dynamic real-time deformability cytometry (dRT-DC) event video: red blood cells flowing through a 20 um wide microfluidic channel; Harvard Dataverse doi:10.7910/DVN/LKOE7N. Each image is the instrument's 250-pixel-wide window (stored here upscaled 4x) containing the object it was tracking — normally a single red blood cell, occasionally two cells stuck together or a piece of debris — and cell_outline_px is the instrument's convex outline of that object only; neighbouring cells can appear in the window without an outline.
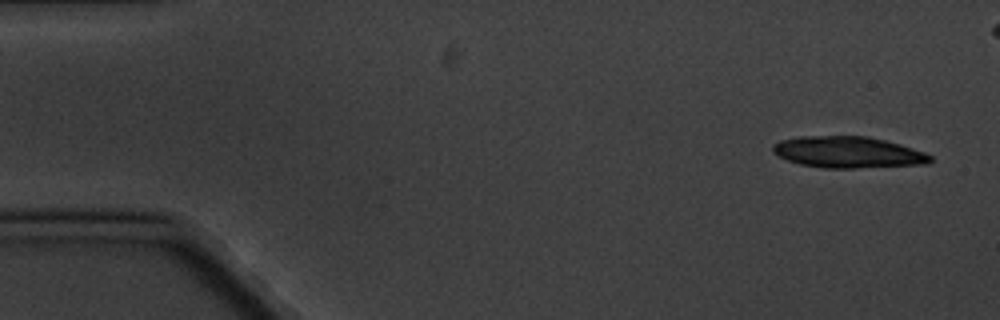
{"species": "common noctule bat (a hibernating species)", "species_latin": "Nyctalus noctula", "temperature_condition": "cold", "stored_images_in_passage": 5, "camera_frame_rate_fps": 3000, "um_per_image_px": 0.085, "animal": {"sex": "male", "body_mass_g": 20.1, "forearm_length_mm": 53.5}, "frame": {"image": 1, "passage_image": 1, "time_ms": 0.0, "image_size_px": [1000, 320], "cell_outline_px": [[932, 160], [928, 164], [856, 168], [820, 168], [800, 164], [788, 160], [772, 152], [772, 144], [780, 140], [800, 136], [868, 136], [900, 144], [924, 152], [932, 156]], "centroid_in_image_um": [72.07, 12.94], "position_along_channel_um": 12.9, "area_um2": 28.9}}